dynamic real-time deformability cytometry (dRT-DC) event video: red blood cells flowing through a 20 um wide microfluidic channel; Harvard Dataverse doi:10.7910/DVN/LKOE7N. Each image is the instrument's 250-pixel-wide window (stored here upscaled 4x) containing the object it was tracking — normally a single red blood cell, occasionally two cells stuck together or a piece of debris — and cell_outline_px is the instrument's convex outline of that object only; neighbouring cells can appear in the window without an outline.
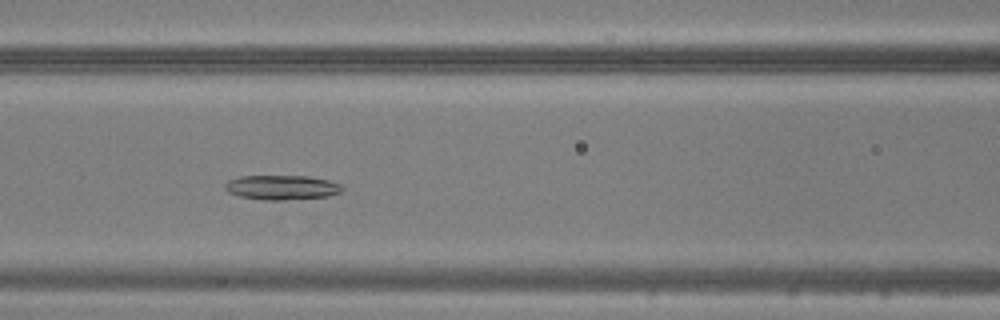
{"species": "common noctule bat (a hibernating species)", "species_latin": "Nyctalus noctula", "temperature_condition": "warm", "stored_images_in_passage": 49, "camera_frame_rate_fps": 3000, "um_per_image_px": 0.085, "animal": {"sex": "male", "body_mass_g": 20.5, "forearm_length_mm": 52.5}, "frame": {"image": 1, "passage_image": 20, "time_ms": 6.333, "image_size_px": [1000, 320], "cell_outline_px": [[344, 188], [340, 192], [328, 196], [284, 200], [264, 200], [240, 196], [228, 192], [224, 188], [224, 184], [228, 180], [240, 176], [308, 176], [328, 180], [340, 184]], "centroid_in_image_um": [23.93, 15.93], "position_along_channel_um": 142.7, "area_um2": 16.76}}
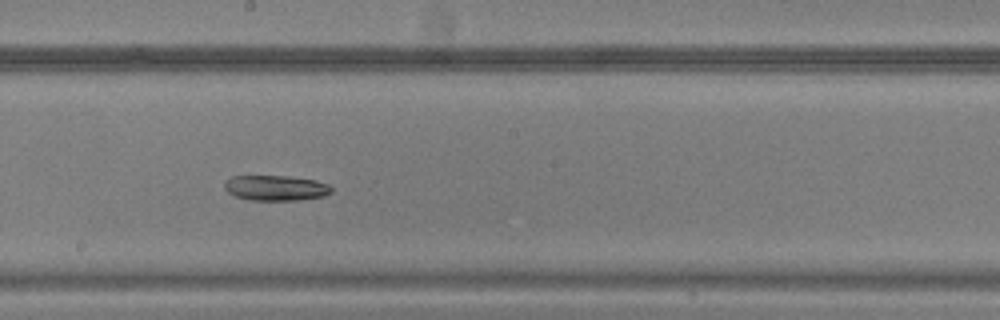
{"frame": {"image": 2, "passage_image": 26, "time_ms": 8.333, "image_size_px": [1000, 320], "cell_outline_px": [[332, 192], [324, 196], [296, 200], [248, 200], [236, 196], [228, 192], [224, 188], [224, 180], [232, 176], [284, 176], [316, 180], [328, 184], [332, 188]], "centroid_in_image_um": [23.42, 15.97], "position_along_channel_um": 224.8, "area_um2": 15.78}}
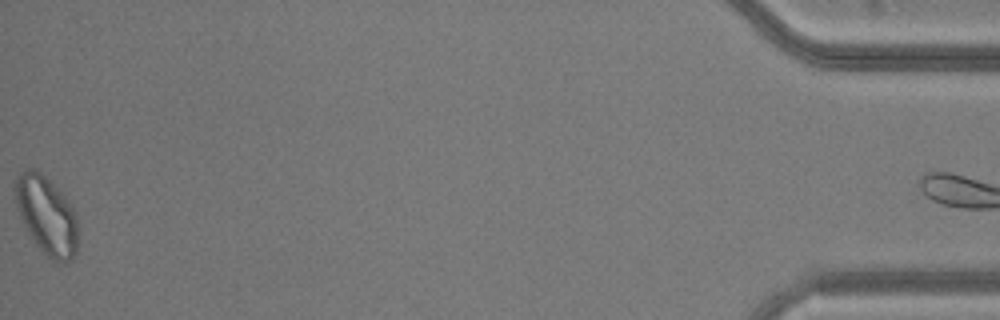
{"frame": {"image": 3, "passage_image": 48, "time_ms": 15.667, "image_size_px": [1000, 320], "cell_outline_px": [[76, 252], [72, 260], [64, 264], [60, 264], [52, 260], [32, 240], [20, 216], [16, 204], [16, 176], [20, 172], [28, 168], [36, 168], [72, 204], [76, 212]], "centroid_in_image_um": [3.97, 18.33], "position_along_channel_um": 431.2, "area_um2": 28.32}}